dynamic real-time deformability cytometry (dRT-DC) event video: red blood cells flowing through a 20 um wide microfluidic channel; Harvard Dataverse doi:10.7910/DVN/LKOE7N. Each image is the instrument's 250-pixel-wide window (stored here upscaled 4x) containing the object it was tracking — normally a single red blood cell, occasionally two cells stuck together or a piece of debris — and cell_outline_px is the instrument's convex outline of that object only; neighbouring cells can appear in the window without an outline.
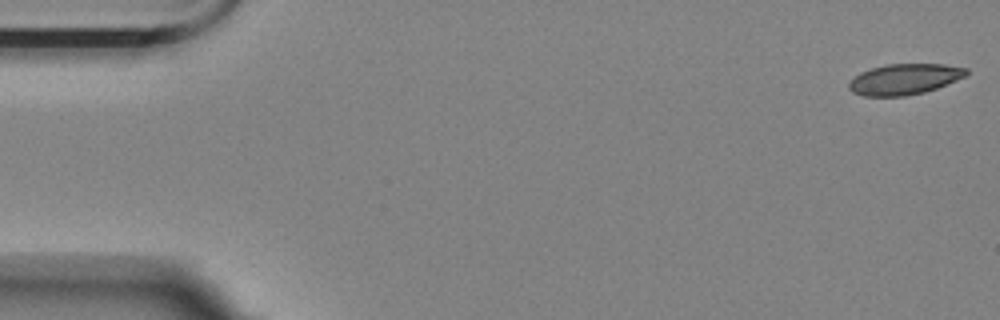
{"species": "Egyptian fruit bat (a non-hibernating species)", "species_latin": "Rousettus aegyptiacus", "temperature_condition": "room temperature", "stored_images_in_passage": 4, "camera_frame_rate_fps": 3000, "um_per_image_px": 0.085, "animal": {"sex": "female"}, "frame": {"image": 1, "passage_image": 1, "time_ms": 0.0, "image_size_px": [1000, 320], "cell_outline_px": [[968, 72], [964, 76], [956, 80], [936, 88], [924, 92], [904, 96], [864, 96], [852, 92], [848, 88], [848, 84], [860, 72], [872, 68], [888, 64], [944, 64], [968, 68]], "centroid_in_image_um": [76.87, 6.73], "position_along_channel_um": 8.1, "area_um2": 20.87}}